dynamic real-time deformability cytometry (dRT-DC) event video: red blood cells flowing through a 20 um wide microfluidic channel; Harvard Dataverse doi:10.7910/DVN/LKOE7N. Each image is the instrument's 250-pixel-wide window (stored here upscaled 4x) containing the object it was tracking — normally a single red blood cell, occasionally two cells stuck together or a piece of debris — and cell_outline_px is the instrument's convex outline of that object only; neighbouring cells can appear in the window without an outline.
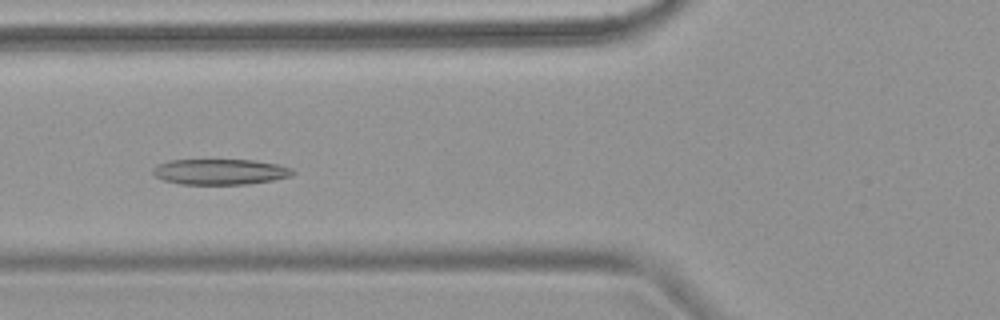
{"species": "common noctule bat (a hibernating species)", "species_latin": "Nyctalus noctula", "temperature_condition": "warm", "stored_images_in_passage": 6, "camera_frame_rate_fps": 3000, "um_per_image_px": 0.085, "animal": {"sex": "female", "body_mass_g": 18.4}, "frame": {"image": 1, "passage_image": 5, "time_ms": 5.333, "image_size_px": [1000, 320], "cell_outline_px": [[296, 172], [292, 176], [272, 180], [248, 184], [180, 184], [164, 180], [156, 176], [152, 172], [152, 168], [156, 164], [168, 160], [252, 160], [276, 164], [292, 168]], "centroid_in_image_um": [18.7, 14.6], "position_along_channel_um": 107.1, "area_um2": 20.92}}
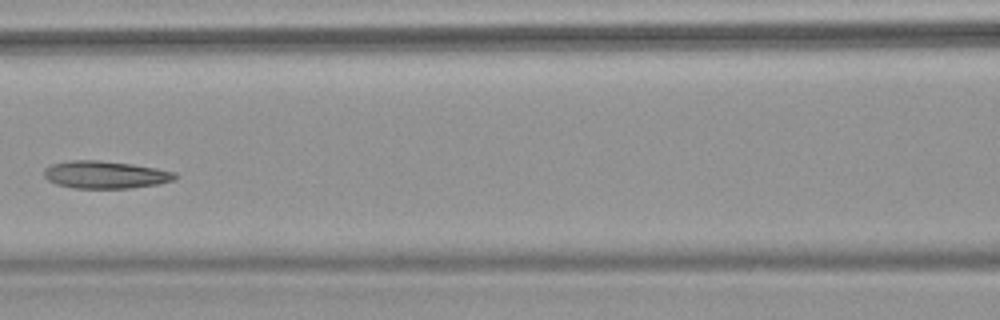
{"frame": {"image": 2, "passage_image": 6, "time_ms": 6.667, "image_size_px": [1000, 320], "cell_outline_px": [[180, 176], [176, 180], [156, 184], [128, 188], [76, 188], [56, 184], [48, 180], [44, 176], [44, 168], [52, 164], [72, 160], [100, 160], [132, 164], [156, 168], [176, 172]], "centroid_in_image_um": [8.98, 14.84], "position_along_channel_um": 157.6, "area_um2": 21.04}}